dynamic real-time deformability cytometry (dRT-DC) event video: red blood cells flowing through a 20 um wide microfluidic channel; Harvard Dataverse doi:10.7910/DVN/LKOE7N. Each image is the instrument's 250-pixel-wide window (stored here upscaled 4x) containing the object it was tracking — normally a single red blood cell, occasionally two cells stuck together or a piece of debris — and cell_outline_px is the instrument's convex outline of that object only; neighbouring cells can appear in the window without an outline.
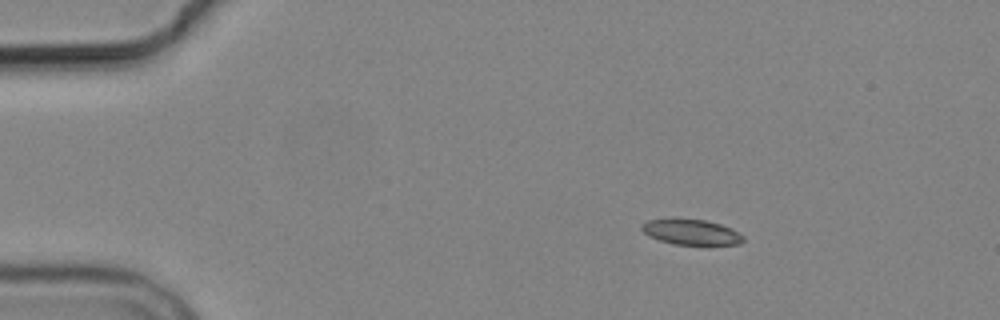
{"species": "common noctule bat (a hibernating species)", "species_latin": "Nyctalus noctula", "temperature_condition": "cold", "stored_images_in_passage": 15, "camera_frame_rate_fps": 3000, "um_per_image_px": 0.085, "animal": {"sex": "male", "body_mass_g": 19.2, "forearm_length_mm": 51.8}, "frame": {"image": 1, "passage_image": 3, "time_ms": 3.0, "image_size_px": [1000, 320], "cell_outline_px": [[744, 240], [740, 244], [704, 248], [672, 244], [648, 236], [640, 228], [640, 224], [648, 220], [668, 216], [676, 216], [704, 220], [720, 224], [732, 228], [744, 236]], "centroid_in_image_um": [58.75, 19.74], "position_along_channel_um": 26.2, "area_um2": 16.59}}
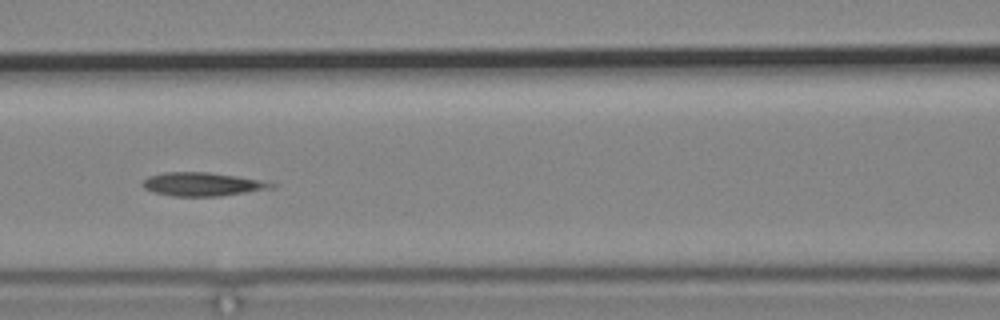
{"frame": {"image": 2, "passage_image": 7, "time_ms": 8.333, "image_size_px": [1000, 320], "cell_outline_px": [[280, 184], [276, 188], [220, 196], [172, 196], [156, 192], [144, 188], [140, 184], [148, 176], [164, 172], [208, 172], [264, 180]], "centroid_in_image_um": [17.28, 15.65], "position_along_channel_um": 149.3, "area_um2": 17.86}}
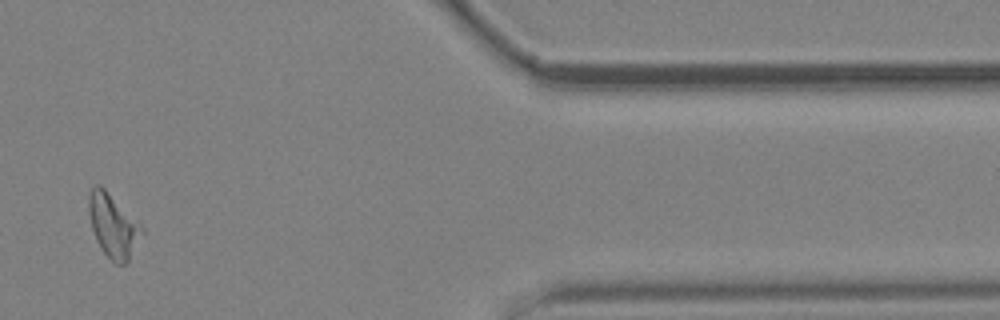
{"frame": {"image": 3, "passage_image": 13, "time_ms": 16.333, "image_size_px": [1000, 320], "cell_outline_px": [[144, 232], [128, 260], [124, 264], [116, 264], [100, 248], [96, 240], [92, 228], [88, 212], [88, 196], [92, 188], [96, 184], [100, 184], [144, 228]], "centroid_in_image_um": [9.6, 19.18], "position_along_channel_um": 401.8, "area_um2": 19.31}}